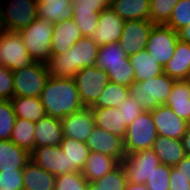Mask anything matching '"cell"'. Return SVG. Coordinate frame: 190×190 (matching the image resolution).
Masks as SVG:
<instances>
[{"instance_id": "cell-1", "label": "cell", "mask_w": 190, "mask_h": 190, "mask_svg": "<svg viewBox=\"0 0 190 190\" xmlns=\"http://www.w3.org/2000/svg\"><path fill=\"white\" fill-rule=\"evenodd\" d=\"M98 50L91 37H81L65 53L48 57L45 65L49 77L73 79L82 68L95 66Z\"/></svg>"}, {"instance_id": "cell-2", "label": "cell", "mask_w": 190, "mask_h": 190, "mask_svg": "<svg viewBox=\"0 0 190 190\" xmlns=\"http://www.w3.org/2000/svg\"><path fill=\"white\" fill-rule=\"evenodd\" d=\"M40 99L46 115L60 120L84 107L74 79L49 77Z\"/></svg>"}, {"instance_id": "cell-3", "label": "cell", "mask_w": 190, "mask_h": 190, "mask_svg": "<svg viewBox=\"0 0 190 190\" xmlns=\"http://www.w3.org/2000/svg\"><path fill=\"white\" fill-rule=\"evenodd\" d=\"M175 79L165 73L149 78L145 81H135L129 87V96L132 97L145 112H151L160 105L166 104Z\"/></svg>"}, {"instance_id": "cell-4", "label": "cell", "mask_w": 190, "mask_h": 190, "mask_svg": "<svg viewBox=\"0 0 190 190\" xmlns=\"http://www.w3.org/2000/svg\"><path fill=\"white\" fill-rule=\"evenodd\" d=\"M55 24L37 18L19 32L26 50L35 62L45 63L52 55L51 38Z\"/></svg>"}, {"instance_id": "cell-5", "label": "cell", "mask_w": 190, "mask_h": 190, "mask_svg": "<svg viewBox=\"0 0 190 190\" xmlns=\"http://www.w3.org/2000/svg\"><path fill=\"white\" fill-rule=\"evenodd\" d=\"M14 97H40L49 78L45 63L31 65L12 71Z\"/></svg>"}, {"instance_id": "cell-6", "label": "cell", "mask_w": 190, "mask_h": 190, "mask_svg": "<svg viewBox=\"0 0 190 190\" xmlns=\"http://www.w3.org/2000/svg\"><path fill=\"white\" fill-rule=\"evenodd\" d=\"M157 129L151 112H143L127 127L124 137L126 154L152 149Z\"/></svg>"}, {"instance_id": "cell-7", "label": "cell", "mask_w": 190, "mask_h": 190, "mask_svg": "<svg viewBox=\"0 0 190 190\" xmlns=\"http://www.w3.org/2000/svg\"><path fill=\"white\" fill-rule=\"evenodd\" d=\"M73 79L84 107L93 106L109 82L105 70H101L96 66L82 68Z\"/></svg>"}, {"instance_id": "cell-8", "label": "cell", "mask_w": 190, "mask_h": 190, "mask_svg": "<svg viewBox=\"0 0 190 190\" xmlns=\"http://www.w3.org/2000/svg\"><path fill=\"white\" fill-rule=\"evenodd\" d=\"M177 32L166 25L154 24L146 46V51L164 67L172 58L178 41Z\"/></svg>"}, {"instance_id": "cell-9", "label": "cell", "mask_w": 190, "mask_h": 190, "mask_svg": "<svg viewBox=\"0 0 190 190\" xmlns=\"http://www.w3.org/2000/svg\"><path fill=\"white\" fill-rule=\"evenodd\" d=\"M127 181L137 184H146L154 168L160 165V160L152 149L128 153L122 160Z\"/></svg>"}, {"instance_id": "cell-10", "label": "cell", "mask_w": 190, "mask_h": 190, "mask_svg": "<svg viewBox=\"0 0 190 190\" xmlns=\"http://www.w3.org/2000/svg\"><path fill=\"white\" fill-rule=\"evenodd\" d=\"M0 52L3 66L11 71L22 69L35 62L28 54L19 32L16 31H5L1 34Z\"/></svg>"}, {"instance_id": "cell-11", "label": "cell", "mask_w": 190, "mask_h": 190, "mask_svg": "<svg viewBox=\"0 0 190 190\" xmlns=\"http://www.w3.org/2000/svg\"><path fill=\"white\" fill-rule=\"evenodd\" d=\"M2 9L7 31L18 32L38 18L35 0H3Z\"/></svg>"}, {"instance_id": "cell-12", "label": "cell", "mask_w": 190, "mask_h": 190, "mask_svg": "<svg viewBox=\"0 0 190 190\" xmlns=\"http://www.w3.org/2000/svg\"><path fill=\"white\" fill-rule=\"evenodd\" d=\"M153 25L154 24L150 21H125L123 32L118 43L127 56L146 49Z\"/></svg>"}, {"instance_id": "cell-13", "label": "cell", "mask_w": 190, "mask_h": 190, "mask_svg": "<svg viewBox=\"0 0 190 190\" xmlns=\"http://www.w3.org/2000/svg\"><path fill=\"white\" fill-rule=\"evenodd\" d=\"M85 143L90 152H100L104 155L112 156L120 163L125 158L124 139L100 127L94 126Z\"/></svg>"}, {"instance_id": "cell-14", "label": "cell", "mask_w": 190, "mask_h": 190, "mask_svg": "<svg viewBox=\"0 0 190 190\" xmlns=\"http://www.w3.org/2000/svg\"><path fill=\"white\" fill-rule=\"evenodd\" d=\"M157 135L182 140L190 123L179 118L168 106L160 105L151 111Z\"/></svg>"}, {"instance_id": "cell-15", "label": "cell", "mask_w": 190, "mask_h": 190, "mask_svg": "<svg viewBox=\"0 0 190 190\" xmlns=\"http://www.w3.org/2000/svg\"><path fill=\"white\" fill-rule=\"evenodd\" d=\"M63 136L86 142L89 134L95 126L94 114L90 107L66 115L61 120Z\"/></svg>"}, {"instance_id": "cell-16", "label": "cell", "mask_w": 190, "mask_h": 190, "mask_svg": "<svg viewBox=\"0 0 190 190\" xmlns=\"http://www.w3.org/2000/svg\"><path fill=\"white\" fill-rule=\"evenodd\" d=\"M124 23L113 9L106 8L99 14L97 30L91 38L98 46L119 42Z\"/></svg>"}, {"instance_id": "cell-17", "label": "cell", "mask_w": 190, "mask_h": 190, "mask_svg": "<svg viewBox=\"0 0 190 190\" xmlns=\"http://www.w3.org/2000/svg\"><path fill=\"white\" fill-rule=\"evenodd\" d=\"M31 160L54 176L68 173L67 155L60 146H42L34 148L30 153Z\"/></svg>"}, {"instance_id": "cell-18", "label": "cell", "mask_w": 190, "mask_h": 190, "mask_svg": "<svg viewBox=\"0 0 190 190\" xmlns=\"http://www.w3.org/2000/svg\"><path fill=\"white\" fill-rule=\"evenodd\" d=\"M81 37L80 29L73 18L55 23L51 38L52 55H60L73 47Z\"/></svg>"}, {"instance_id": "cell-19", "label": "cell", "mask_w": 190, "mask_h": 190, "mask_svg": "<svg viewBox=\"0 0 190 190\" xmlns=\"http://www.w3.org/2000/svg\"><path fill=\"white\" fill-rule=\"evenodd\" d=\"M34 148L42 146H59L63 140L61 120L44 116L35 122Z\"/></svg>"}, {"instance_id": "cell-20", "label": "cell", "mask_w": 190, "mask_h": 190, "mask_svg": "<svg viewBox=\"0 0 190 190\" xmlns=\"http://www.w3.org/2000/svg\"><path fill=\"white\" fill-rule=\"evenodd\" d=\"M163 72L175 80L190 79V44L177 41L174 54Z\"/></svg>"}, {"instance_id": "cell-21", "label": "cell", "mask_w": 190, "mask_h": 190, "mask_svg": "<svg viewBox=\"0 0 190 190\" xmlns=\"http://www.w3.org/2000/svg\"><path fill=\"white\" fill-rule=\"evenodd\" d=\"M31 160L30 153L11 140H0V171L22 170Z\"/></svg>"}, {"instance_id": "cell-22", "label": "cell", "mask_w": 190, "mask_h": 190, "mask_svg": "<svg viewBox=\"0 0 190 190\" xmlns=\"http://www.w3.org/2000/svg\"><path fill=\"white\" fill-rule=\"evenodd\" d=\"M165 105L179 118L190 123V79L175 80Z\"/></svg>"}, {"instance_id": "cell-23", "label": "cell", "mask_w": 190, "mask_h": 190, "mask_svg": "<svg viewBox=\"0 0 190 190\" xmlns=\"http://www.w3.org/2000/svg\"><path fill=\"white\" fill-rule=\"evenodd\" d=\"M152 150L157 154L160 163L174 167L185 156L182 140L158 135L153 143Z\"/></svg>"}, {"instance_id": "cell-24", "label": "cell", "mask_w": 190, "mask_h": 190, "mask_svg": "<svg viewBox=\"0 0 190 190\" xmlns=\"http://www.w3.org/2000/svg\"><path fill=\"white\" fill-rule=\"evenodd\" d=\"M23 190H54L56 176L30 160L22 169Z\"/></svg>"}, {"instance_id": "cell-25", "label": "cell", "mask_w": 190, "mask_h": 190, "mask_svg": "<svg viewBox=\"0 0 190 190\" xmlns=\"http://www.w3.org/2000/svg\"><path fill=\"white\" fill-rule=\"evenodd\" d=\"M94 114L95 126L122 137L124 139L127 127L118 108H91Z\"/></svg>"}, {"instance_id": "cell-26", "label": "cell", "mask_w": 190, "mask_h": 190, "mask_svg": "<svg viewBox=\"0 0 190 190\" xmlns=\"http://www.w3.org/2000/svg\"><path fill=\"white\" fill-rule=\"evenodd\" d=\"M119 164L120 162L112 156L100 152H89L87 162L81 172L88 182H94L111 172Z\"/></svg>"}, {"instance_id": "cell-27", "label": "cell", "mask_w": 190, "mask_h": 190, "mask_svg": "<svg viewBox=\"0 0 190 190\" xmlns=\"http://www.w3.org/2000/svg\"><path fill=\"white\" fill-rule=\"evenodd\" d=\"M111 9L125 21H150V0H114Z\"/></svg>"}, {"instance_id": "cell-28", "label": "cell", "mask_w": 190, "mask_h": 190, "mask_svg": "<svg viewBox=\"0 0 190 190\" xmlns=\"http://www.w3.org/2000/svg\"><path fill=\"white\" fill-rule=\"evenodd\" d=\"M59 146L63 153L67 155L68 173L81 172L90 152L87 144L72 138L63 137Z\"/></svg>"}, {"instance_id": "cell-29", "label": "cell", "mask_w": 190, "mask_h": 190, "mask_svg": "<svg viewBox=\"0 0 190 190\" xmlns=\"http://www.w3.org/2000/svg\"><path fill=\"white\" fill-rule=\"evenodd\" d=\"M129 59L135 72V81H145L164 73L163 67L151 57L146 49L130 55Z\"/></svg>"}, {"instance_id": "cell-30", "label": "cell", "mask_w": 190, "mask_h": 190, "mask_svg": "<svg viewBox=\"0 0 190 190\" xmlns=\"http://www.w3.org/2000/svg\"><path fill=\"white\" fill-rule=\"evenodd\" d=\"M16 117L37 122L46 116V111L40 97H13L11 100Z\"/></svg>"}, {"instance_id": "cell-31", "label": "cell", "mask_w": 190, "mask_h": 190, "mask_svg": "<svg viewBox=\"0 0 190 190\" xmlns=\"http://www.w3.org/2000/svg\"><path fill=\"white\" fill-rule=\"evenodd\" d=\"M71 0L47 1L37 4V16L52 23H58L73 18Z\"/></svg>"}, {"instance_id": "cell-32", "label": "cell", "mask_w": 190, "mask_h": 190, "mask_svg": "<svg viewBox=\"0 0 190 190\" xmlns=\"http://www.w3.org/2000/svg\"><path fill=\"white\" fill-rule=\"evenodd\" d=\"M130 61L129 56L118 42L99 46L95 66L106 70L110 66L125 65Z\"/></svg>"}, {"instance_id": "cell-33", "label": "cell", "mask_w": 190, "mask_h": 190, "mask_svg": "<svg viewBox=\"0 0 190 190\" xmlns=\"http://www.w3.org/2000/svg\"><path fill=\"white\" fill-rule=\"evenodd\" d=\"M34 133L35 122L16 117L10 140L18 147L31 153L34 149Z\"/></svg>"}, {"instance_id": "cell-34", "label": "cell", "mask_w": 190, "mask_h": 190, "mask_svg": "<svg viewBox=\"0 0 190 190\" xmlns=\"http://www.w3.org/2000/svg\"><path fill=\"white\" fill-rule=\"evenodd\" d=\"M128 96L129 87L109 81L99 95L97 102L90 108H118L120 102L124 101Z\"/></svg>"}, {"instance_id": "cell-35", "label": "cell", "mask_w": 190, "mask_h": 190, "mask_svg": "<svg viewBox=\"0 0 190 190\" xmlns=\"http://www.w3.org/2000/svg\"><path fill=\"white\" fill-rule=\"evenodd\" d=\"M94 183L101 190H125L128 181L123 165L120 163L111 172L97 179Z\"/></svg>"}, {"instance_id": "cell-36", "label": "cell", "mask_w": 190, "mask_h": 190, "mask_svg": "<svg viewBox=\"0 0 190 190\" xmlns=\"http://www.w3.org/2000/svg\"><path fill=\"white\" fill-rule=\"evenodd\" d=\"M179 0H150V22L165 25Z\"/></svg>"}, {"instance_id": "cell-37", "label": "cell", "mask_w": 190, "mask_h": 190, "mask_svg": "<svg viewBox=\"0 0 190 190\" xmlns=\"http://www.w3.org/2000/svg\"><path fill=\"white\" fill-rule=\"evenodd\" d=\"M110 82L130 87L135 82V72L129 61L125 65L110 66L105 70Z\"/></svg>"}, {"instance_id": "cell-38", "label": "cell", "mask_w": 190, "mask_h": 190, "mask_svg": "<svg viewBox=\"0 0 190 190\" xmlns=\"http://www.w3.org/2000/svg\"><path fill=\"white\" fill-rule=\"evenodd\" d=\"M88 184L82 172H69L56 176L54 190H86Z\"/></svg>"}, {"instance_id": "cell-39", "label": "cell", "mask_w": 190, "mask_h": 190, "mask_svg": "<svg viewBox=\"0 0 190 190\" xmlns=\"http://www.w3.org/2000/svg\"><path fill=\"white\" fill-rule=\"evenodd\" d=\"M15 113L10 100L0 101V140H10L15 124Z\"/></svg>"}, {"instance_id": "cell-40", "label": "cell", "mask_w": 190, "mask_h": 190, "mask_svg": "<svg viewBox=\"0 0 190 190\" xmlns=\"http://www.w3.org/2000/svg\"><path fill=\"white\" fill-rule=\"evenodd\" d=\"M190 24V0H179L169 21L165 24L175 32Z\"/></svg>"}, {"instance_id": "cell-41", "label": "cell", "mask_w": 190, "mask_h": 190, "mask_svg": "<svg viewBox=\"0 0 190 190\" xmlns=\"http://www.w3.org/2000/svg\"><path fill=\"white\" fill-rule=\"evenodd\" d=\"M170 173L171 166L160 164L154 168L145 185L149 190H169Z\"/></svg>"}, {"instance_id": "cell-42", "label": "cell", "mask_w": 190, "mask_h": 190, "mask_svg": "<svg viewBox=\"0 0 190 190\" xmlns=\"http://www.w3.org/2000/svg\"><path fill=\"white\" fill-rule=\"evenodd\" d=\"M99 14L97 12L73 13V21L85 37H92L97 30Z\"/></svg>"}, {"instance_id": "cell-43", "label": "cell", "mask_w": 190, "mask_h": 190, "mask_svg": "<svg viewBox=\"0 0 190 190\" xmlns=\"http://www.w3.org/2000/svg\"><path fill=\"white\" fill-rule=\"evenodd\" d=\"M0 190H23L22 170L0 171Z\"/></svg>"}, {"instance_id": "cell-44", "label": "cell", "mask_w": 190, "mask_h": 190, "mask_svg": "<svg viewBox=\"0 0 190 190\" xmlns=\"http://www.w3.org/2000/svg\"><path fill=\"white\" fill-rule=\"evenodd\" d=\"M118 110L125 120L126 127H128L131 122H133L140 114L144 112L139 103H137L130 96H128V98H126L124 101L120 102Z\"/></svg>"}, {"instance_id": "cell-45", "label": "cell", "mask_w": 190, "mask_h": 190, "mask_svg": "<svg viewBox=\"0 0 190 190\" xmlns=\"http://www.w3.org/2000/svg\"><path fill=\"white\" fill-rule=\"evenodd\" d=\"M14 97L12 71L6 66H0V101L11 100Z\"/></svg>"}, {"instance_id": "cell-46", "label": "cell", "mask_w": 190, "mask_h": 190, "mask_svg": "<svg viewBox=\"0 0 190 190\" xmlns=\"http://www.w3.org/2000/svg\"><path fill=\"white\" fill-rule=\"evenodd\" d=\"M73 13L97 12L100 14L105 8L95 0H71Z\"/></svg>"}, {"instance_id": "cell-47", "label": "cell", "mask_w": 190, "mask_h": 190, "mask_svg": "<svg viewBox=\"0 0 190 190\" xmlns=\"http://www.w3.org/2000/svg\"><path fill=\"white\" fill-rule=\"evenodd\" d=\"M169 190H190V177L171 167Z\"/></svg>"}, {"instance_id": "cell-48", "label": "cell", "mask_w": 190, "mask_h": 190, "mask_svg": "<svg viewBox=\"0 0 190 190\" xmlns=\"http://www.w3.org/2000/svg\"><path fill=\"white\" fill-rule=\"evenodd\" d=\"M174 168L178 173L185 174L190 177V156L186 155Z\"/></svg>"}, {"instance_id": "cell-49", "label": "cell", "mask_w": 190, "mask_h": 190, "mask_svg": "<svg viewBox=\"0 0 190 190\" xmlns=\"http://www.w3.org/2000/svg\"><path fill=\"white\" fill-rule=\"evenodd\" d=\"M178 39L190 44V24L177 31Z\"/></svg>"}, {"instance_id": "cell-50", "label": "cell", "mask_w": 190, "mask_h": 190, "mask_svg": "<svg viewBox=\"0 0 190 190\" xmlns=\"http://www.w3.org/2000/svg\"><path fill=\"white\" fill-rule=\"evenodd\" d=\"M183 148L185 150V154L190 156V125L182 138Z\"/></svg>"}, {"instance_id": "cell-51", "label": "cell", "mask_w": 190, "mask_h": 190, "mask_svg": "<svg viewBox=\"0 0 190 190\" xmlns=\"http://www.w3.org/2000/svg\"><path fill=\"white\" fill-rule=\"evenodd\" d=\"M125 190H149L145 184L128 182Z\"/></svg>"}, {"instance_id": "cell-52", "label": "cell", "mask_w": 190, "mask_h": 190, "mask_svg": "<svg viewBox=\"0 0 190 190\" xmlns=\"http://www.w3.org/2000/svg\"><path fill=\"white\" fill-rule=\"evenodd\" d=\"M5 31H7V24L3 14L2 6H0V34L4 33Z\"/></svg>"}, {"instance_id": "cell-53", "label": "cell", "mask_w": 190, "mask_h": 190, "mask_svg": "<svg viewBox=\"0 0 190 190\" xmlns=\"http://www.w3.org/2000/svg\"><path fill=\"white\" fill-rule=\"evenodd\" d=\"M95 1H97L99 4H101L106 9V8H111V5L114 0H95Z\"/></svg>"}, {"instance_id": "cell-54", "label": "cell", "mask_w": 190, "mask_h": 190, "mask_svg": "<svg viewBox=\"0 0 190 190\" xmlns=\"http://www.w3.org/2000/svg\"><path fill=\"white\" fill-rule=\"evenodd\" d=\"M86 190H101V189H98V186L94 182H89Z\"/></svg>"}, {"instance_id": "cell-55", "label": "cell", "mask_w": 190, "mask_h": 190, "mask_svg": "<svg viewBox=\"0 0 190 190\" xmlns=\"http://www.w3.org/2000/svg\"><path fill=\"white\" fill-rule=\"evenodd\" d=\"M37 2V4H41V3H47V1H55V0H35Z\"/></svg>"}, {"instance_id": "cell-56", "label": "cell", "mask_w": 190, "mask_h": 190, "mask_svg": "<svg viewBox=\"0 0 190 190\" xmlns=\"http://www.w3.org/2000/svg\"><path fill=\"white\" fill-rule=\"evenodd\" d=\"M0 42H1V34H0ZM0 66H3L1 52H0Z\"/></svg>"}]
</instances>
